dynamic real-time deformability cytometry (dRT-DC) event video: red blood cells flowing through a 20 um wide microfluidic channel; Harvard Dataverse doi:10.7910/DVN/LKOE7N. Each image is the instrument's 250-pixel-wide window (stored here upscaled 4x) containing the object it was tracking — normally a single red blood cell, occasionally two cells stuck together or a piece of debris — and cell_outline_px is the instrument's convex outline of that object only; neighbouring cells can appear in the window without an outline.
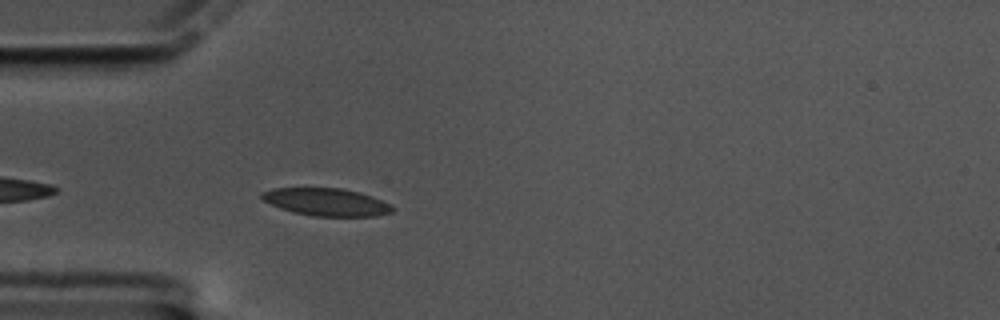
{"species": "common noctule bat (a hibernating species)", "species_latin": "Nyctalus noctula", "temperature_condition": "cold", "stored_images_in_passage": 11, "camera_frame_rate_fps": 3000, "um_per_image_px": 0.085, "animal": {"sex": "male", "body_mass_g": 17.5, "forearm_length_mm": 52.3}, "frame": {"image": 1, "passage_image": 4, "time_ms": 1.0, "image_size_px": [1000, 320], "cell_outline_px": [[396, 208], [392, 212], [376, 216], [312, 216], [292, 212], [280, 208], [264, 200], [260, 196], [260, 192], [272, 188], [340, 188], [360, 192], [372, 196], [392, 204]], "centroid_in_image_um": [27.77, 17.17], "position_along_channel_um": 57.2, "area_um2": 21.15}}